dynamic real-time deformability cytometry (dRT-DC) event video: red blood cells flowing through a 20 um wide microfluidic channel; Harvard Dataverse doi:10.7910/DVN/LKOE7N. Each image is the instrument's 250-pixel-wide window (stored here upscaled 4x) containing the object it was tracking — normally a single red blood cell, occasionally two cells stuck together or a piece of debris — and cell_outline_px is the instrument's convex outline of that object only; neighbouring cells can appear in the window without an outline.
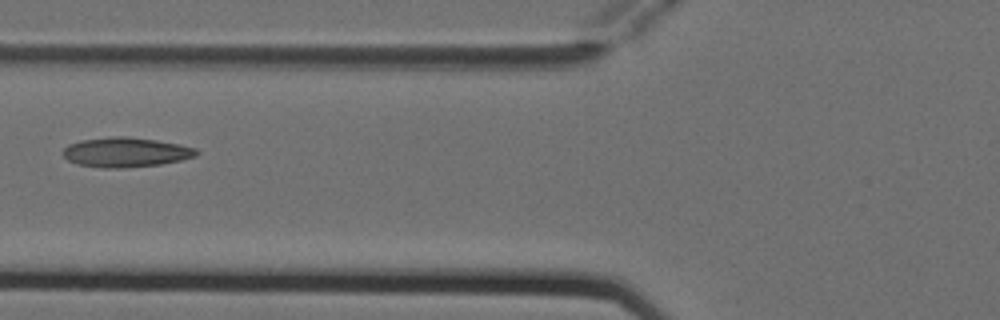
{"species": "Egyptian fruit bat (a non-hibernating species)", "species_latin": "Rousettus aegyptiacus", "temperature_condition": "cold", "stored_images_in_passage": 7, "camera_frame_rate_fps": 3000, "um_per_image_px": 0.085, "animal": {"sex": "female"}, "frame": {"image": 1, "passage_image": 6, "time_ms": 1.667, "image_size_px": [1000, 320], "cell_outline_px": [[200, 152], [196, 156], [180, 160], [160, 164], [120, 168], [104, 168], [76, 164], [68, 160], [60, 152], [68, 144], [80, 140], [112, 136], [128, 136], [156, 140], [180, 144], [196, 148]], "centroid_in_image_um": [10.67, 12.93], "position_along_channel_um": 115.1, "area_um2": 23.24}}
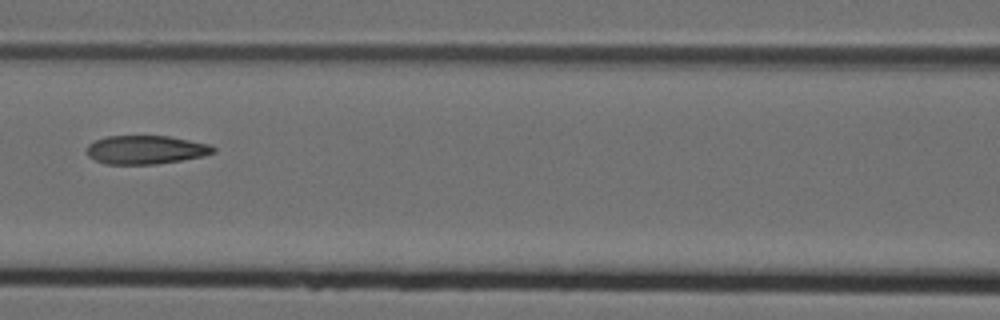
{"frame": {"image": 2, "passage_image": 7, "time_ms": 2.0, "image_size_px": [1000, 320], "cell_outline_px": [[216, 152], [204, 156], [156, 164], [104, 164], [88, 156], [88, 144], [104, 136], [168, 136], [208, 144], [216, 148]], "centroid_in_image_um": [12.39, 12.73], "position_along_channel_um": 154.2, "area_um2": 20.98}}